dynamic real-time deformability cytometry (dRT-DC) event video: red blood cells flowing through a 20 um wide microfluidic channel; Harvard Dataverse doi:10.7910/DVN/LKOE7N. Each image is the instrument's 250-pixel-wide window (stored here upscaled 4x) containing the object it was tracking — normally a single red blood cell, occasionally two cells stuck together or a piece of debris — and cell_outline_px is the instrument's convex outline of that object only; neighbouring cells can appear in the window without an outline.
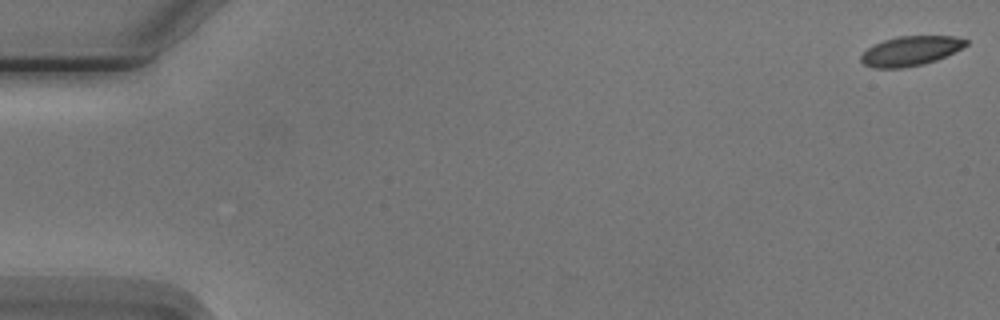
{"species": "Egyptian fruit bat (a non-hibernating species)", "species_latin": "Rousettus aegyptiacus", "temperature_condition": "cold", "stored_images_in_passage": 4, "camera_frame_rate_fps": 3000, "um_per_image_px": 0.085, "animal": {"sex": "male"}, "frame": {"image": 1, "passage_image": 1, "time_ms": 0.0, "image_size_px": [1000, 320], "cell_outline_px": [[968, 44], [936, 60], [924, 64], [900, 68], [872, 68], [864, 64], [860, 60], [860, 56], [868, 48], [884, 40], [896, 36], [956, 36], [968, 40]], "centroid_in_image_um": [77.37, 4.33], "position_along_channel_um": 7.6, "area_um2": 17.92}}